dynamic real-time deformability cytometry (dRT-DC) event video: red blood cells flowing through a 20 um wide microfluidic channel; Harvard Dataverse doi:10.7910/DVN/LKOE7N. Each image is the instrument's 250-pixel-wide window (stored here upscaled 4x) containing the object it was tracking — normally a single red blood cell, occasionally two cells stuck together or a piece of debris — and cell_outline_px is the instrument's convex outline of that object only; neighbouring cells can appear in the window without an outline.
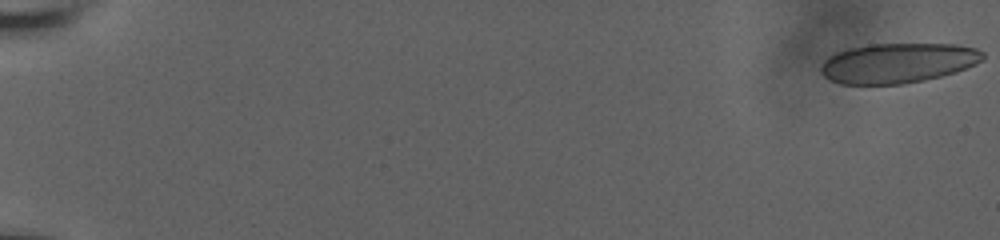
{"species": "human", "species_latin": "Homo sapiens", "temperature_condition": "room temperature", "stored_images_in_passage": 35, "camera_frame_rate_fps": 3000, "um_per_image_px": 0.085, "donor": {"sex": "male"}, "frame": {"image": 1, "passage_image": 1, "time_ms": 0.0, "image_size_px": [1000, 240], "cell_outline_px": [[984, 60], [976, 64], [956, 72], [924, 80], [904, 84], [840, 84], [828, 80], [820, 72], [820, 68], [824, 60], [828, 56], [836, 52], [848, 48], [868, 44], [956, 44], [976, 48], [984, 52]], "centroid_in_image_um": [76.3, 5.35], "position_along_channel_um": 8.7, "area_um2": 38.03}}
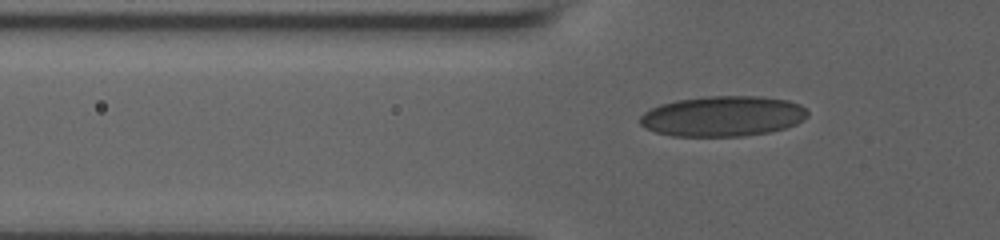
{"frame": {"image": 2, "passage_image": 33, "time_ms": 7.0, "image_size_px": [1000, 240], "cell_outline_px": [[808, 116], [796, 124], [784, 128], [768, 132], [744, 136], [672, 136], [656, 132], [644, 128], [640, 124], [640, 116], [644, 112], [660, 104], [676, 100], [708, 96], [760, 96], [788, 100], [800, 104], [808, 112]], "centroid_in_image_um": [61.43, 9.87], "position_along_channel_um": 64.4, "area_um2": 39.54}}
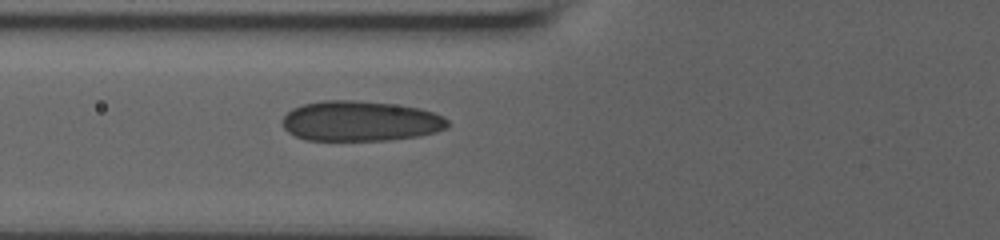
{"frame": {"image": 3, "passage_image": 35, "time_ms": 8.0, "image_size_px": [1000, 240], "cell_outline_px": [[448, 128], [436, 132], [420, 136], [388, 140], [304, 140], [288, 132], [280, 124], [280, 120], [292, 108], [304, 104], [324, 100], [352, 100], [392, 104], [420, 108], [444, 116], [448, 120]], "centroid_in_image_um": [30.62, 10.3], "position_along_channel_um": 95.2, "area_um2": 38.96}}